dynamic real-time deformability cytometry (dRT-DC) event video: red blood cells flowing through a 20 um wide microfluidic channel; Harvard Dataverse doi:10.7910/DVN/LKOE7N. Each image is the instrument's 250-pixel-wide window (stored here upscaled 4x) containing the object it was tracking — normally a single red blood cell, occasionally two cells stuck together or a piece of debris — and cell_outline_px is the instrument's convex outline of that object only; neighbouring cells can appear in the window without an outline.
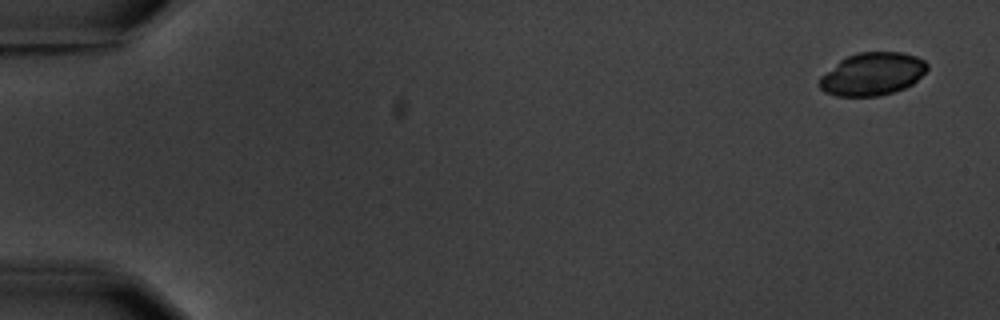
{"species": "common noctule bat (a hibernating species)", "species_latin": "Nyctalus noctula", "temperature_condition": "warm", "stored_images_in_passage": 5, "camera_frame_rate_fps": 3000, "um_per_image_px": 0.085, "animal": {"sex": "male", "body_mass_g": 20.1, "forearm_length_mm": 53.5}, "frame": {"image": 1, "passage_image": 1, "time_ms": 0.0, "image_size_px": [1000, 320], "cell_outline_px": [[928, 68], [912, 84], [904, 88], [880, 96], [836, 96], [824, 92], [816, 84], [820, 76], [840, 60], [848, 56], [860, 52], [900, 52], [916, 56], [924, 60], [928, 64]], "centroid_in_image_um": [74.11, 6.3], "position_along_channel_um": 10.9, "area_um2": 26.88}}